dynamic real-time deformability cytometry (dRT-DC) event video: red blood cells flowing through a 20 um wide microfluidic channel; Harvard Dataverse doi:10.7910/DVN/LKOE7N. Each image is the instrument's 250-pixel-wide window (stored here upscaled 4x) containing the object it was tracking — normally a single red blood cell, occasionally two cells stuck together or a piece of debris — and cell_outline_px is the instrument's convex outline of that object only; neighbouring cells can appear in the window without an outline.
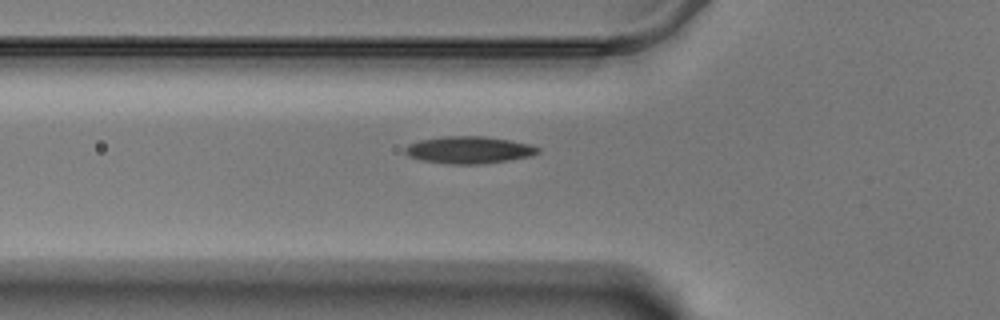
{"species": "Egyptian fruit bat (a non-hibernating species)", "species_latin": "Rousettus aegyptiacus", "temperature_condition": "warm", "stored_images_in_passage": 40, "camera_frame_rate_fps": 3000, "um_per_image_px": 0.085, "animal": {"sex": "male"}, "frame": {"image": 1, "passage_image": 2, "time_ms": 0.333, "image_size_px": [1000, 320], "cell_outline_px": [[540, 152], [528, 156], [508, 160], [480, 164], [448, 164], [424, 160], [408, 156], [404, 152], [404, 148], [408, 144], [420, 140], [440, 136], [484, 136], [508, 140], [528, 144], [540, 148]], "centroid_in_image_um": [39.81, 12.74], "position_along_channel_um": 86.0, "area_um2": 20.87}}
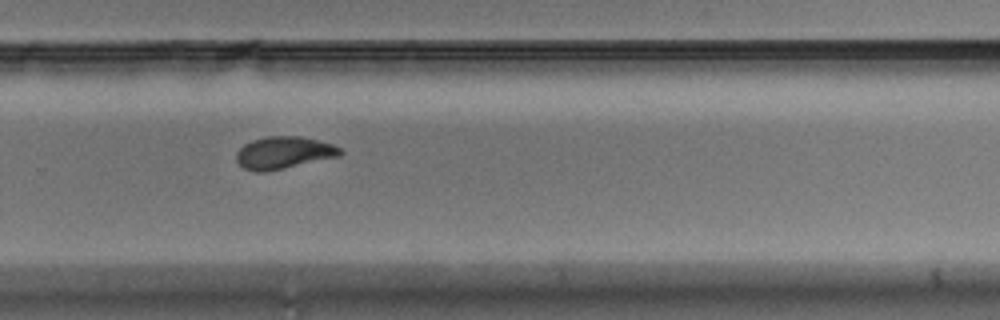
{"frame": {"image": 2, "passage_image": 21, "time_ms": 6.667, "image_size_px": [1000, 320], "cell_outline_px": [[344, 152], [340, 156], [284, 168], [264, 172], [256, 172], [244, 168], [236, 160], [236, 152], [244, 144], [252, 140], [264, 136], [296, 136], [316, 140], [332, 144], [340, 148]], "centroid_in_image_um": [24.1, 12.98], "position_along_channel_um": 305.7, "area_um2": 19.42}}
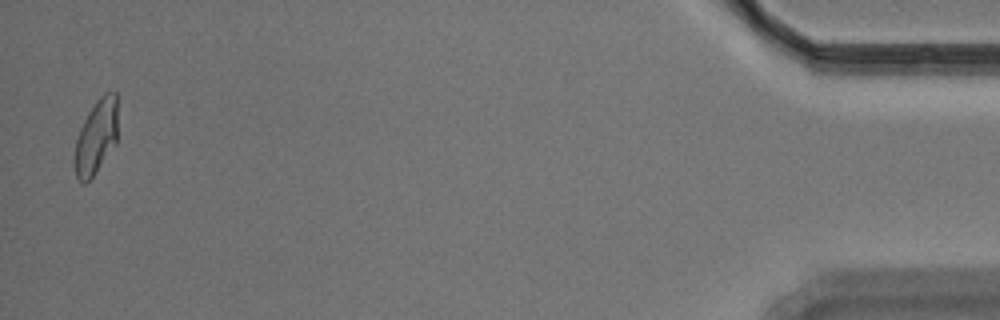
{"frame": {"image": 3, "passage_image": 39, "time_ms": 12.667, "image_size_px": [1000, 320], "cell_outline_px": [[116, 144], [96, 172], [84, 184], [80, 184], [76, 176], [72, 160], [76, 140], [80, 128], [88, 112], [96, 100], [104, 92], [116, 92]], "centroid_in_image_um": [8.13, 11.67], "position_along_channel_um": 427.1, "area_um2": 18.84}}